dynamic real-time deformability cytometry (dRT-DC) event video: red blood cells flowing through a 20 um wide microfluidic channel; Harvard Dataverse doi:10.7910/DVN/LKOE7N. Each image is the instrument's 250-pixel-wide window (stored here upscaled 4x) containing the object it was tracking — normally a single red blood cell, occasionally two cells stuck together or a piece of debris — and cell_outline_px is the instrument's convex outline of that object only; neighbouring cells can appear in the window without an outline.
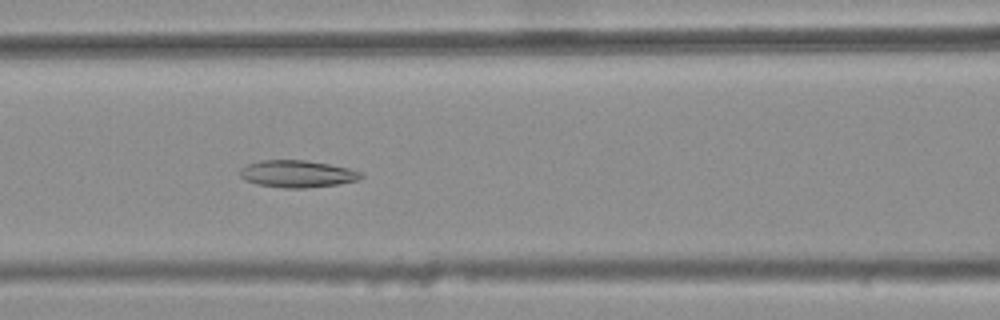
{"species": "common noctule bat (a hibernating species)", "species_latin": "Nyctalus noctula", "temperature_condition": "warm", "stored_images_in_passage": 30, "camera_frame_rate_fps": 3000, "um_per_image_px": 0.085, "animal": {"sex": "female", "body_mass_g": 25.1}, "frame": {"image": 1, "passage_image": 7, "time_ms": 2.0, "image_size_px": [1000, 320], "cell_outline_px": [[364, 176], [360, 180], [336, 184], [304, 188], [284, 188], [256, 184], [244, 180], [240, 176], [240, 168], [248, 164], [260, 160], [304, 160], [328, 164], [348, 168], [360, 172]], "centroid_in_image_um": [25.24, 14.78], "position_along_channel_um": 141.4, "area_um2": 19.07}}
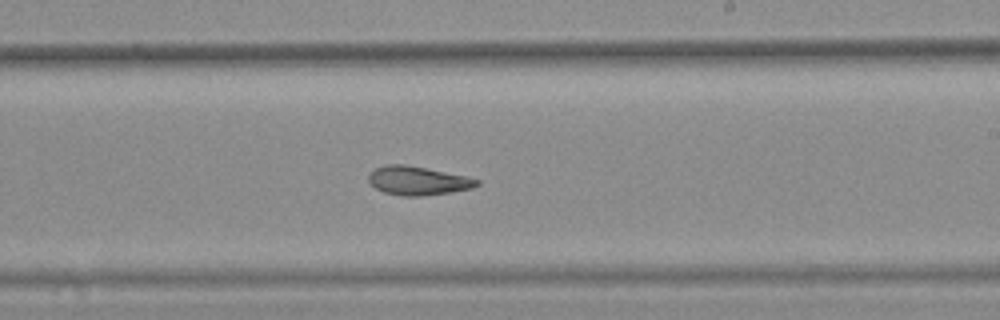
{"frame": {"image": 2, "passage_image": 16, "time_ms": 5.0, "image_size_px": [1000, 320], "cell_outline_px": [[480, 184], [472, 188], [448, 192], [420, 196], [404, 196], [384, 192], [376, 188], [368, 180], [368, 176], [376, 168], [384, 164], [404, 164], [464, 176], [480, 180]], "centroid_in_image_um": [35.49, 15.36], "position_along_channel_um": 253.5, "area_um2": 17.74}}
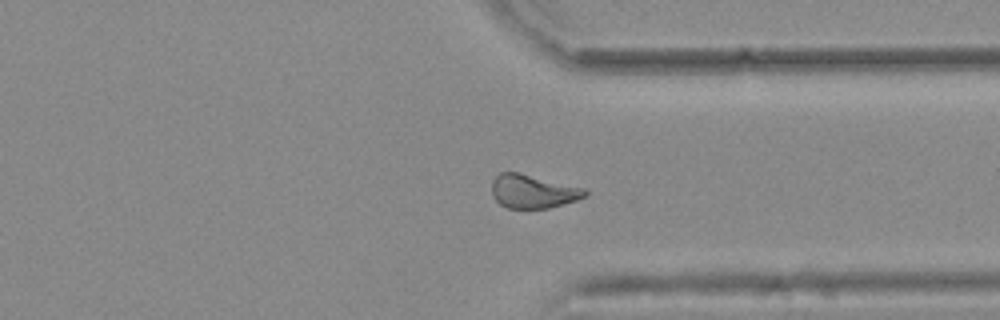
{"frame": {"image": 3, "passage_image": 25, "time_ms": 8.0, "image_size_px": [1000, 320], "cell_outline_px": [[588, 196], [576, 200], [548, 208], [508, 208], [500, 204], [492, 196], [492, 180], [500, 172], [520, 172], [584, 188], [588, 192]], "centroid_in_image_um": [45.29, 16.26], "position_along_channel_um": 366.1, "area_um2": 18.26}, "authors_computed_cell_mechanics": {"area_um2": 18.207, "velocity_mm_per_s": 3.7557, "shape_relaxation_time_tau1_ms": null, "shape_relaxation_time_tau2_ms": 4.5976, "deformation_change_tau1": null, "deformation_change_tau2": 0.1242}}